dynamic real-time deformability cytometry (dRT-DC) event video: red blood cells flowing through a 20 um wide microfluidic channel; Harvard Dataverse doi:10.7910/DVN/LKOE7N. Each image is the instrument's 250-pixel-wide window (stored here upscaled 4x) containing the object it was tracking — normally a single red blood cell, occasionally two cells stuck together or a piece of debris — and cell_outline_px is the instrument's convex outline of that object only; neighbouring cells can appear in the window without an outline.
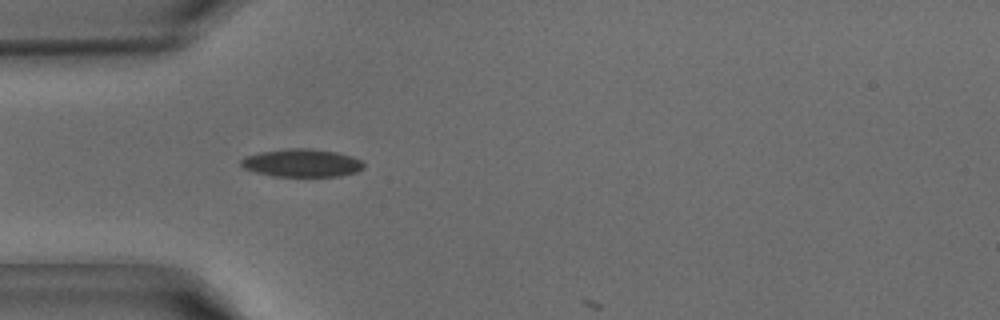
{"species": "common noctule bat (a hibernating species)", "species_latin": "Nyctalus noctula", "temperature_condition": "warm", "stored_images_in_passage": 4, "camera_frame_rate_fps": 3000, "um_per_image_px": 0.085, "animal": {"sex": "male", "body_mass_g": 15.6}, "frame": {"image": 1, "passage_image": 3, "time_ms": 0.667, "image_size_px": [1000, 320], "cell_outline_px": [[364, 168], [356, 172], [336, 176], [272, 176], [256, 172], [244, 168], [240, 164], [240, 160], [244, 156], [260, 152], [288, 148], [308, 148], [336, 152], [352, 156], [360, 160], [364, 164]], "centroid_in_image_um": [25.63, 13.84], "position_along_channel_um": 59.4, "area_um2": 19.94}}